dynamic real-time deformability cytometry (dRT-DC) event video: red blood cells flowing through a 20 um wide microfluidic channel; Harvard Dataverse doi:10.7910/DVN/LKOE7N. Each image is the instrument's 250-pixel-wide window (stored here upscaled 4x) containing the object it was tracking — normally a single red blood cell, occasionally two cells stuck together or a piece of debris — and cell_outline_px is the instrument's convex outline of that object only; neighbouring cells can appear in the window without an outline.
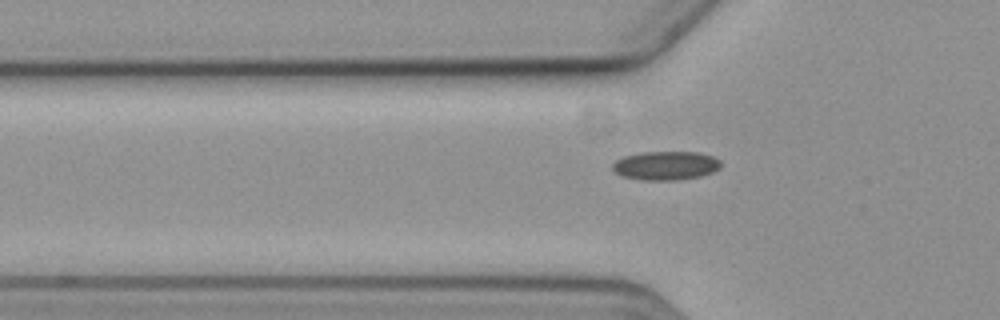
{"species": "common noctule bat (a hibernating species)", "species_latin": "Nyctalus noctula", "temperature_condition": "cold", "stored_images_in_passage": 5, "segment_of_instrument_passage": [2, 2], "camera_frame_rate_fps": 3000, "um_per_image_px": 0.085, "animal": {"sex": "female", "body_mass_g": 19.3, "forearm_length_mm": 54.1}, "frame": {"image": 1, "passage_image": 5, "time_ms": 4.667, "image_size_px": [1000, 320], "cell_outline_px": [[720, 168], [712, 172], [700, 176], [676, 180], [640, 180], [620, 176], [612, 168], [612, 164], [616, 160], [624, 156], [644, 152], [696, 152], [712, 156], [720, 160]], "centroid_in_image_um": [56.56, 14.08], "position_along_channel_um": 69.2, "area_um2": 18.15}}